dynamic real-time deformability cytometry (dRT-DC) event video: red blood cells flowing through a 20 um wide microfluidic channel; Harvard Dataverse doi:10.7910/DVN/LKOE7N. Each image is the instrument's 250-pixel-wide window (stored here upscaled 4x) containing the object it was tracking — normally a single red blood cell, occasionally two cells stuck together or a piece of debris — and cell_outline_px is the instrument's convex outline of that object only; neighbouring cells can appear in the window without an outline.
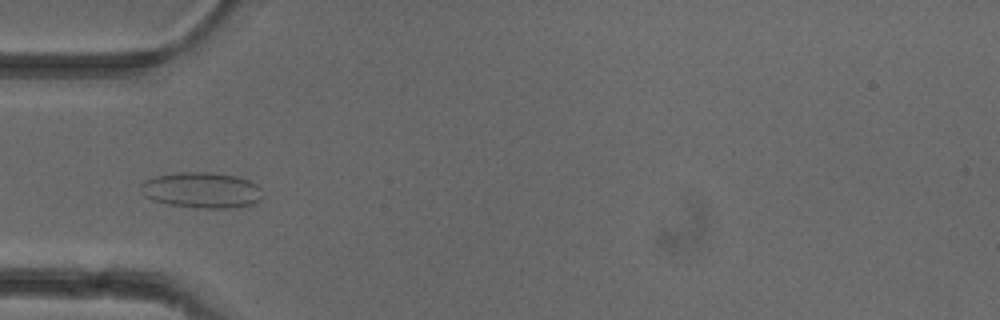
{"species": "common noctule bat (a hibernating species)", "species_latin": "Nyctalus noctula", "temperature_condition": "cold", "stored_images_in_passage": 51, "camera_frame_rate_fps": 3000, "um_per_image_px": 0.085, "animal": {"sex": "female"}, "frame": {"image": 1, "passage_image": 16, "time_ms": 5.0, "image_size_px": [1000, 320], "cell_outline_px": [[260, 200], [252, 204], [232, 208], [196, 208], [168, 204], [152, 200], [144, 196], [140, 188], [140, 184], [144, 180], [156, 176], [180, 172], [208, 172], [236, 176], [248, 180], [256, 184], [260, 188]], "centroid_in_image_um": [17.1, 16.17], "position_along_channel_um": 67.9, "area_um2": 25.37}}
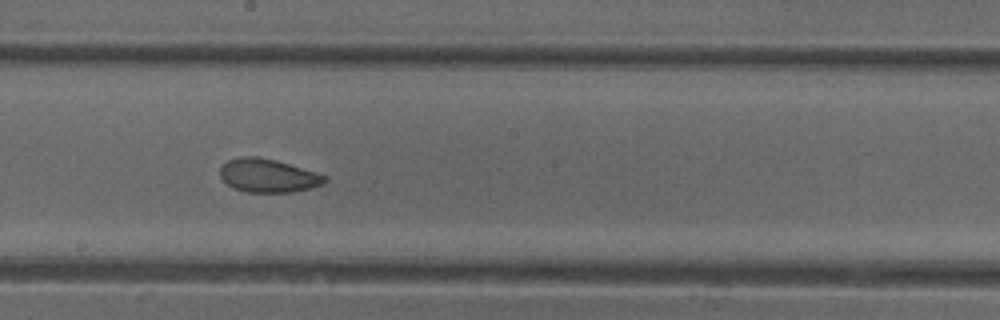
{"frame": {"image": 2, "passage_image": 28, "time_ms": 9.0, "image_size_px": [1000, 320], "cell_outline_px": [[328, 180], [324, 184], [292, 192], [244, 192], [232, 188], [220, 176], [220, 168], [228, 160], [240, 156], [256, 156], [276, 160], [316, 172], [328, 176]], "centroid_in_image_um": [22.79, 14.92], "position_along_channel_um": 225.4, "area_um2": 20.46}}
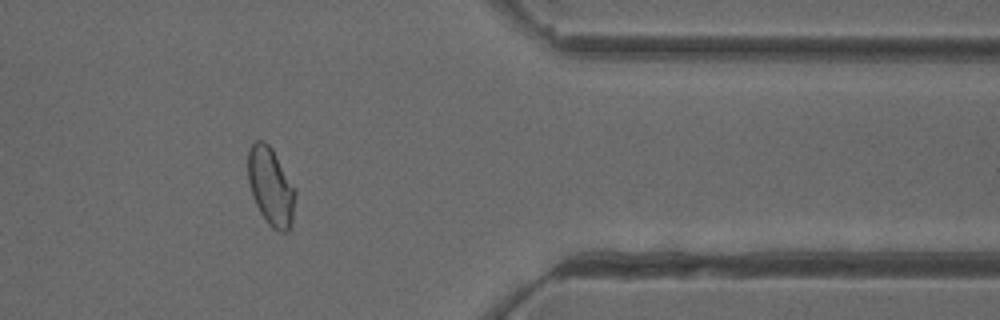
{"frame": {"image": 3, "passage_image": 42, "time_ms": 13.667, "image_size_px": [1000, 320], "cell_outline_px": [[296, 192], [292, 220], [288, 232], [280, 232], [272, 228], [268, 224], [260, 212], [252, 196], [248, 180], [248, 148], [256, 140], [264, 140], [272, 148], [296, 188]], "centroid_in_image_um": [23.02, 15.84], "position_along_channel_um": 388.4, "area_um2": 21.68}, "authors_computed_cell_mechanics": {"area_um2": 22.3108, "velocity_mm_per_s": 3.9217, "shape_relaxation_time_tau1_ms": null, "shape_relaxation_time_tau2_ms": 1.246, "deformation_change_tau1": null, "deformation_change_tau2": 0.0539}}